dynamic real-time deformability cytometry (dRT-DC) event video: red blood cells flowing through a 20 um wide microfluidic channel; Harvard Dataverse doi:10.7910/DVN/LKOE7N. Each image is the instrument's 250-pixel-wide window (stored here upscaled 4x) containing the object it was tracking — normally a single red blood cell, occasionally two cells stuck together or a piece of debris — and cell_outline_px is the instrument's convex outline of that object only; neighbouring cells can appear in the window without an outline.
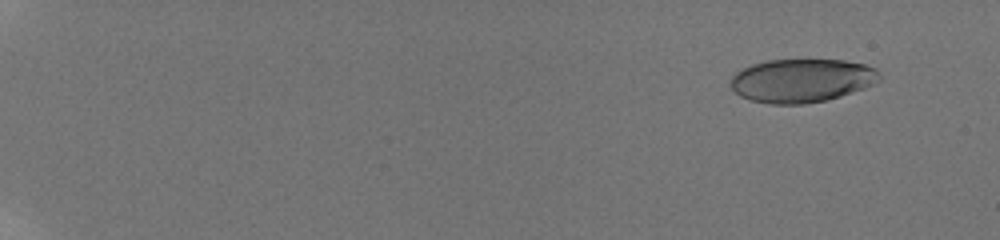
{"species": "human", "species_latin": "Homo sapiens", "temperature_condition": "room temperature", "stored_images_in_passage": 30, "camera_frame_rate_fps": 3000, "um_per_image_px": 0.085, "donor": {"sex": "male"}, "frame": {"image": 1, "passage_image": 6, "time_ms": 1.667, "image_size_px": [1000, 240], "cell_outline_px": [[880, 80], [864, 88], [840, 96], [824, 100], [804, 104], [768, 104], [748, 100], [740, 96], [728, 84], [732, 76], [736, 72], [752, 64], [768, 60], [844, 60], [864, 64], [876, 68], [880, 72]], "centroid_in_image_um": [68.12, 6.85], "position_along_channel_um": 16.9, "area_um2": 37.86}}
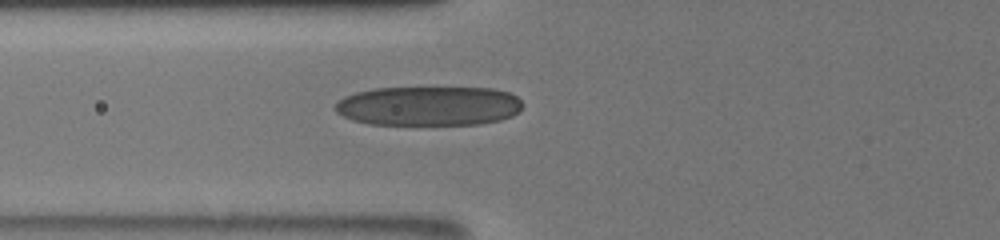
{"frame": {"image": 2, "passage_image": 21, "time_ms": 8.667, "image_size_px": [1000, 240], "cell_outline_px": [[524, 104], [520, 112], [512, 116], [500, 120], [480, 124], [368, 124], [352, 120], [336, 112], [336, 104], [344, 96], [356, 92], [372, 88], [492, 88], [508, 92], [516, 96]], "centroid_in_image_um": [36.47, 9.0], "position_along_channel_um": 89.3, "area_um2": 43.18}}
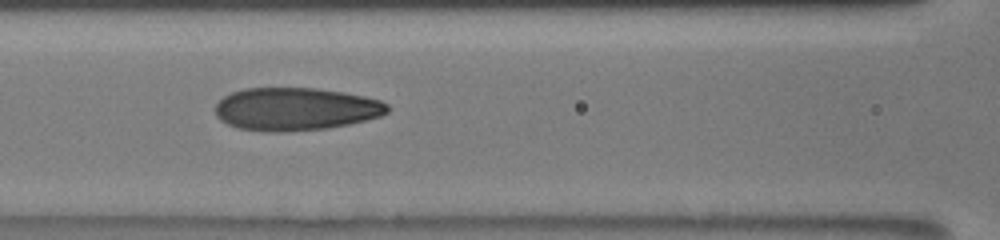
{"frame": {"image": 3, "passage_image": 25, "time_ms": 10.0, "image_size_px": [1000, 240], "cell_outline_px": [[388, 112], [380, 116], [348, 124], [328, 128], [284, 132], [264, 132], [236, 128], [220, 120], [216, 116], [216, 104], [224, 96], [232, 92], [244, 88], [316, 88], [344, 92], [364, 96], [380, 100], [388, 104]], "centroid_in_image_um": [25.1, 9.27], "position_along_channel_um": 141.5, "area_um2": 43.18}}